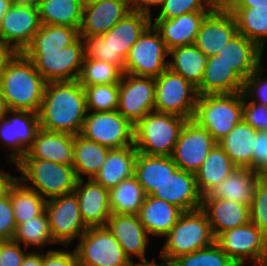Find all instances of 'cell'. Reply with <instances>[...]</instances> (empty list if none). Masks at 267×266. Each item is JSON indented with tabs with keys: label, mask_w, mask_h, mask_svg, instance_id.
<instances>
[{
	"label": "cell",
	"mask_w": 267,
	"mask_h": 266,
	"mask_svg": "<svg viewBox=\"0 0 267 266\" xmlns=\"http://www.w3.org/2000/svg\"><path fill=\"white\" fill-rule=\"evenodd\" d=\"M38 114L42 129L80 134L87 114L83 86L78 80L47 82Z\"/></svg>",
	"instance_id": "6da1fadb"
},
{
	"label": "cell",
	"mask_w": 267,
	"mask_h": 266,
	"mask_svg": "<svg viewBox=\"0 0 267 266\" xmlns=\"http://www.w3.org/2000/svg\"><path fill=\"white\" fill-rule=\"evenodd\" d=\"M151 18L148 14L132 10L105 34L81 37L85 57L114 64L124 72L125 59L132 46L151 25Z\"/></svg>",
	"instance_id": "7a4b0ae2"
},
{
	"label": "cell",
	"mask_w": 267,
	"mask_h": 266,
	"mask_svg": "<svg viewBox=\"0 0 267 266\" xmlns=\"http://www.w3.org/2000/svg\"><path fill=\"white\" fill-rule=\"evenodd\" d=\"M46 84L33 62L18 52L1 75L0 91L9 110L39 113Z\"/></svg>",
	"instance_id": "3957f363"
},
{
	"label": "cell",
	"mask_w": 267,
	"mask_h": 266,
	"mask_svg": "<svg viewBox=\"0 0 267 266\" xmlns=\"http://www.w3.org/2000/svg\"><path fill=\"white\" fill-rule=\"evenodd\" d=\"M15 166L21 174L17 179L45 200L74 192L78 180L72 165L41 159H20Z\"/></svg>",
	"instance_id": "277c9868"
},
{
	"label": "cell",
	"mask_w": 267,
	"mask_h": 266,
	"mask_svg": "<svg viewBox=\"0 0 267 266\" xmlns=\"http://www.w3.org/2000/svg\"><path fill=\"white\" fill-rule=\"evenodd\" d=\"M159 258L173 261L184 254L206 248L215 243V236L204 211L199 208L184 211L171 231L163 238Z\"/></svg>",
	"instance_id": "5b68a950"
},
{
	"label": "cell",
	"mask_w": 267,
	"mask_h": 266,
	"mask_svg": "<svg viewBox=\"0 0 267 266\" xmlns=\"http://www.w3.org/2000/svg\"><path fill=\"white\" fill-rule=\"evenodd\" d=\"M192 120L218 143L243 120V92L198 95Z\"/></svg>",
	"instance_id": "8992f818"
},
{
	"label": "cell",
	"mask_w": 267,
	"mask_h": 266,
	"mask_svg": "<svg viewBox=\"0 0 267 266\" xmlns=\"http://www.w3.org/2000/svg\"><path fill=\"white\" fill-rule=\"evenodd\" d=\"M188 119L173 114L150 112L134 125V145L149 156H171Z\"/></svg>",
	"instance_id": "52a82bcc"
},
{
	"label": "cell",
	"mask_w": 267,
	"mask_h": 266,
	"mask_svg": "<svg viewBox=\"0 0 267 266\" xmlns=\"http://www.w3.org/2000/svg\"><path fill=\"white\" fill-rule=\"evenodd\" d=\"M198 93L196 86L168 68L155 78L154 111L193 119Z\"/></svg>",
	"instance_id": "ba28073f"
},
{
	"label": "cell",
	"mask_w": 267,
	"mask_h": 266,
	"mask_svg": "<svg viewBox=\"0 0 267 266\" xmlns=\"http://www.w3.org/2000/svg\"><path fill=\"white\" fill-rule=\"evenodd\" d=\"M75 247L78 266H131L114 235L104 227H89Z\"/></svg>",
	"instance_id": "9c48e42d"
},
{
	"label": "cell",
	"mask_w": 267,
	"mask_h": 266,
	"mask_svg": "<svg viewBox=\"0 0 267 266\" xmlns=\"http://www.w3.org/2000/svg\"><path fill=\"white\" fill-rule=\"evenodd\" d=\"M215 243L239 266H267V236L251 221L219 234Z\"/></svg>",
	"instance_id": "30bf717a"
},
{
	"label": "cell",
	"mask_w": 267,
	"mask_h": 266,
	"mask_svg": "<svg viewBox=\"0 0 267 266\" xmlns=\"http://www.w3.org/2000/svg\"><path fill=\"white\" fill-rule=\"evenodd\" d=\"M34 64L46 82L78 80L85 57L84 42L79 37L58 52H22Z\"/></svg>",
	"instance_id": "8fae6325"
},
{
	"label": "cell",
	"mask_w": 267,
	"mask_h": 266,
	"mask_svg": "<svg viewBox=\"0 0 267 266\" xmlns=\"http://www.w3.org/2000/svg\"><path fill=\"white\" fill-rule=\"evenodd\" d=\"M80 135L110 149L134 145V126L118 111H87Z\"/></svg>",
	"instance_id": "7c38bea8"
},
{
	"label": "cell",
	"mask_w": 267,
	"mask_h": 266,
	"mask_svg": "<svg viewBox=\"0 0 267 266\" xmlns=\"http://www.w3.org/2000/svg\"><path fill=\"white\" fill-rule=\"evenodd\" d=\"M40 128L39 114L28 110H8L0 118V144L7 148L8 162L16 164L32 146Z\"/></svg>",
	"instance_id": "4fadbf2b"
},
{
	"label": "cell",
	"mask_w": 267,
	"mask_h": 266,
	"mask_svg": "<svg viewBox=\"0 0 267 266\" xmlns=\"http://www.w3.org/2000/svg\"><path fill=\"white\" fill-rule=\"evenodd\" d=\"M167 57L168 49L164 41L154 26L150 25L129 51L124 73L156 78L167 69Z\"/></svg>",
	"instance_id": "5bb4252c"
},
{
	"label": "cell",
	"mask_w": 267,
	"mask_h": 266,
	"mask_svg": "<svg viewBox=\"0 0 267 266\" xmlns=\"http://www.w3.org/2000/svg\"><path fill=\"white\" fill-rule=\"evenodd\" d=\"M45 211L56 244L69 247L72 241L79 239L87 230L75 192L46 200Z\"/></svg>",
	"instance_id": "9a60e30c"
},
{
	"label": "cell",
	"mask_w": 267,
	"mask_h": 266,
	"mask_svg": "<svg viewBox=\"0 0 267 266\" xmlns=\"http://www.w3.org/2000/svg\"><path fill=\"white\" fill-rule=\"evenodd\" d=\"M117 111L133 126L154 111L155 78L124 73L119 82Z\"/></svg>",
	"instance_id": "2e32d148"
},
{
	"label": "cell",
	"mask_w": 267,
	"mask_h": 266,
	"mask_svg": "<svg viewBox=\"0 0 267 266\" xmlns=\"http://www.w3.org/2000/svg\"><path fill=\"white\" fill-rule=\"evenodd\" d=\"M217 144L212 135L194 120H187L171 155L176 166L195 174Z\"/></svg>",
	"instance_id": "e0dca14e"
},
{
	"label": "cell",
	"mask_w": 267,
	"mask_h": 266,
	"mask_svg": "<svg viewBox=\"0 0 267 266\" xmlns=\"http://www.w3.org/2000/svg\"><path fill=\"white\" fill-rule=\"evenodd\" d=\"M40 26L38 7L12 4L0 22V41L23 52Z\"/></svg>",
	"instance_id": "ac0fdd59"
},
{
	"label": "cell",
	"mask_w": 267,
	"mask_h": 266,
	"mask_svg": "<svg viewBox=\"0 0 267 266\" xmlns=\"http://www.w3.org/2000/svg\"><path fill=\"white\" fill-rule=\"evenodd\" d=\"M237 33L233 14L226 7H215L203 20L194 44L207 57L217 55Z\"/></svg>",
	"instance_id": "d6986e66"
},
{
	"label": "cell",
	"mask_w": 267,
	"mask_h": 266,
	"mask_svg": "<svg viewBox=\"0 0 267 266\" xmlns=\"http://www.w3.org/2000/svg\"><path fill=\"white\" fill-rule=\"evenodd\" d=\"M106 227L132 262L136 258L139 261L147 260L146 250L150 246V235L138 215L112 213L107 220Z\"/></svg>",
	"instance_id": "ffe728a7"
},
{
	"label": "cell",
	"mask_w": 267,
	"mask_h": 266,
	"mask_svg": "<svg viewBox=\"0 0 267 266\" xmlns=\"http://www.w3.org/2000/svg\"><path fill=\"white\" fill-rule=\"evenodd\" d=\"M131 11L128 0H106L83 5L79 36L94 37L105 34Z\"/></svg>",
	"instance_id": "44dd1931"
},
{
	"label": "cell",
	"mask_w": 267,
	"mask_h": 266,
	"mask_svg": "<svg viewBox=\"0 0 267 266\" xmlns=\"http://www.w3.org/2000/svg\"><path fill=\"white\" fill-rule=\"evenodd\" d=\"M74 192L78 197L84 225L87 228L106 226L107 220L112 214L109 206L108 189L93 179H78Z\"/></svg>",
	"instance_id": "7402d4cb"
},
{
	"label": "cell",
	"mask_w": 267,
	"mask_h": 266,
	"mask_svg": "<svg viewBox=\"0 0 267 266\" xmlns=\"http://www.w3.org/2000/svg\"><path fill=\"white\" fill-rule=\"evenodd\" d=\"M151 196L174 204L183 212L199 209L202 203L195 174L179 168Z\"/></svg>",
	"instance_id": "603a6c76"
},
{
	"label": "cell",
	"mask_w": 267,
	"mask_h": 266,
	"mask_svg": "<svg viewBox=\"0 0 267 266\" xmlns=\"http://www.w3.org/2000/svg\"><path fill=\"white\" fill-rule=\"evenodd\" d=\"M73 143V134L39 128L32 146L21 159H41L72 165Z\"/></svg>",
	"instance_id": "cb8c5ba5"
},
{
	"label": "cell",
	"mask_w": 267,
	"mask_h": 266,
	"mask_svg": "<svg viewBox=\"0 0 267 266\" xmlns=\"http://www.w3.org/2000/svg\"><path fill=\"white\" fill-rule=\"evenodd\" d=\"M211 11H196L168 20H153L151 25L159 32L168 50L194 44L200 26Z\"/></svg>",
	"instance_id": "d4e9b609"
},
{
	"label": "cell",
	"mask_w": 267,
	"mask_h": 266,
	"mask_svg": "<svg viewBox=\"0 0 267 266\" xmlns=\"http://www.w3.org/2000/svg\"><path fill=\"white\" fill-rule=\"evenodd\" d=\"M201 209L207 216L215 238L226 230L250 222V207L232 200L202 198Z\"/></svg>",
	"instance_id": "484cf974"
},
{
	"label": "cell",
	"mask_w": 267,
	"mask_h": 266,
	"mask_svg": "<svg viewBox=\"0 0 267 266\" xmlns=\"http://www.w3.org/2000/svg\"><path fill=\"white\" fill-rule=\"evenodd\" d=\"M263 53L254 42L237 33L217 55L246 81L262 64Z\"/></svg>",
	"instance_id": "4316f807"
},
{
	"label": "cell",
	"mask_w": 267,
	"mask_h": 266,
	"mask_svg": "<svg viewBox=\"0 0 267 266\" xmlns=\"http://www.w3.org/2000/svg\"><path fill=\"white\" fill-rule=\"evenodd\" d=\"M244 80L218 55L207 57L201 83L196 87L198 95L233 94L243 92Z\"/></svg>",
	"instance_id": "83f0119b"
},
{
	"label": "cell",
	"mask_w": 267,
	"mask_h": 266,
	"mask_svg": "<svg viewBox=\"0 0 267 266\" xmlns=\"http://www.w3.org/2000/svg\"><path fill=\"white\" fill-rule=\"evenodd\" d=\"M258 180L257 171L236 167L228 177L202 198H224L250 207Z\"/></svg>",
	"instance_id": "f1b7e54d"
},
{
	"label": "cell",
	"mask_w": 267,
	"mask_h": 266,
	"mask_svg": "<svg viewBox=\"0 0 267 266\" xmlns=\"http://www.w3.org/2000/svg\"><path fill=\"white\" fill-rule=\"evenodd\" d=\"M182 212L174 204L146 195L138 216L150 237L152 235L163 239L176 224Z\"/></svg>",
	"instance_id": "f546056e"
},
{
	"label": "cell",
	"mask_w": 267,
	"mask_h": 266,
	"mask_svg": "<svg viewBox=\"0 0 267 266\" xmlns=\"http://www.w3.org/2000/svg\"><path fill=\"white\" fill-rule=\"evenodd\" d=\"M137 155L135 145L110 149L105 162L93 180L108 190L117 186L124 179L135 175Z\"/></svg>",
	"instance_id": "4dcf8cb0"
},
{
	"label": "cell",
	"mask_w": 267,
	"mask_h": 266,
	"mask_svg": "<svg viewBox=\"0 0 267 266\" xmlns=\"http://www.w3.org/2000/svg\"><path fill=\"white\" fill-rule=\"evenodd\" d=\"M177 168L171 156H149L138 152L135 177L145 194L152 195Z\"/></svg>",
	"instance_id": "1f68e13d"
},
{
	"label": "cell",
	"mask_w": 267,
	"mask_h": 266,
	"mask_svg": "<svg viewBox=\"0 0 267 266\" xmlns=\"http://www.w3.org/2000/svg\"><path fill=\"white\" fill-rule=\"evenodd\" d=\"M110 148L74 135L73 164L77 179H93L105 162Z\"/></svg>",
	"instance_id": "d6a6232c"
},
{
	"label": "cell",
	"mask_w": 267,
	"mask_h": 266,
	"mask_svg": "<svg viewBox=\"0 0 267 266\" xmlns=\"http://www.w3.org/2000/svg\"><path fill=\"white\" fill-rule=\"evenodd\" d=\"M167 68L198 86L203 78L207 56L195 44L183 45L168 50Z\"/></svg>",
	"instance_id": "836d02e7"
},
{
	"label": "cell",
	"mask_w": 267,
	"mask_h": 266,
	"mask_svg": "<svg viewBox=\"0 0 267 266\" xmlns=\"http://www.w3.org/2000/svg\"><path fill=\"white\" fill-rule=\"evenodd\" d=\"M256 132L252 126L242 120L218 142L236 167L252 169V150Z\"/></svg>",
	"instance_id": "e575fe53"
},
{
	"label": "cell",
	"mask_w": 267,
	"mask_h": 266,
	"mask_svg": "<svg viewBox=\"0 0 267 266\" xmlns=\"http://www.w3.org/2000/svg\"><path fill=\"white\" fill-rule=\"evenodd\" d=\"M236 168L228 154L218 145L210 150L207 158L195 173L199 193L207 195Z\"/></svg>",
	"instance_id": "d590c367"
},
{
	"label": "cell",
	"mask_w": 267,
	"mask_h": 266,
	"mask_svg": "<svg viewBox=\"0 0 267 266\" xmlns=\"http://www.w3.org/2000/svg\"><path fill=\"white\" fill-rule=\"evenodd\" d=\"M83 0H39L38 12L41 24L62 25L79 30Z\"/></svg>",
	"instance_id": "8d00e7d4"
},
{
	"label": "cell",
	"mask_w": 267,
	"mask_h": 266,
	"mask_svg": "<svg viewBox=\"0 0 267 266\" xmlns=\"http://www.w3.org/2000/svg\"><path fill=\"white\" fill-rule=\"evenodd\" d=\"M234 16L237 32L254 42L262 51L267 42V8L226 7Z\"/></svg>",
	"instance_id": "74e56055"
},
{
	"label": "cell",
	"mask_w": 267,
	"mask_h": 266,
	"mask_svg": "<svg viewBox=\"0 0 267 266\" xmlns=\"http://www.w3.org/2000/svg\"><path fill=\"white\" fill-rule=\"evenodd\" d=\"M108 196L111 213L138 215L146 194L134 175L109 189Z\"/></svg>",
	"instance_id": "f35d334b"
},
{
	"label": "cell",
	"mask_w": 267,
	"mask_h": 266,
	"mask_svg": "<svg viewBox=\"0 0 267 266\" xmlns=\"http://www.w3.org/2000/svg\"><path fill=\"white\" fill-rule=\"evenodd\" d=\"M79 30L70 26L41 24L23 52H58L79 38Z\"/></svg>",
	"instance_id": "ab89813d"
},
{
	"label": "cell",
	"mask_w": 267,
	"mask_h": 266,
	"mask_svg": "<svg viewBox=\"0 0 267 266\" xmlns=\"http://www.w3.org/2000/svg\"><path fill=\"white\" fill-rule=\"evenodd\" d=\"M8 193L16 226L25 220L39 216L45 210L46 200L36 191L25 187L18 179L10 187Z\"/></svg>",
	"instance_id": "60d3db41"
},
{
	"label": "cell",
	"mask_w": 267,
	"mask_h": 266,
	"mask_svg": "<svg viewBox=\"0 0 267 266\" xmlns=\"http://www.w3.org/2000/svg\"><path fill=\"white\" fill-rule=\"evenodd\" d=\"M13 240L24 244L25 248L37 247L44 251V247L56 245L50 231L49 218L44 210L39 216L25 220L16 226Z\"/></svg>",
	"instance_id": "b9f144b4"
},
{
	"label": "cell",
	"mask_w": 267,
	"mask_h": 266,
	"mask_svg": "<svg viewBox=\"0 0 267 266\" xmlns=\"http://www.w3.org/2000/svg\"><path fill=\"white\" fill-rule=\"evenodd\" d=\"M124 72L116 65L84 57L78 82L83 87L92 85L116 84Z\"/></svg>",
	"instance_id": "7bdbcfd3"
},
{
	"label": "cell",
	"mask_w": 267,
	"mask_h": 266,
	"mask_svg": "<svg viewBox=\"0 0 267 266\" xmlns=\"http://www.w3.org/2000/svg\"><path fill=\"white\" fill-rule=\"evenodd\" d=\"M174 266H239L216 243L175 258Z\"/></svg>",
	"instance_id": "ee69618b"
},
{
	"label": "cell",
	"mask_w": 267,
	"mask_h": 266,
	"mask_svg": "<svg viewBox=\"0 0 267 266\" xmlns=\"http://www.w3.org/2000/svg\"><path fill=\"white\" fill-rule=\"evenodd\" d=\"M87 111L109 112L117 111L119 98V83L85 86Z\"/></svg>",
	"instance_id": "f6af8a7d"
},
{
	"label": "cell",
	"mask_w": 267,
	"mask_h": 266,
	"mask_svg": "<svg viewBox=\"0 0 267 266\" xmlns=\"http://www.w3.org/2000/svg\"><path fill=\"white\" fill-rule=\"evenodd\" d=\"M212 0H164L154 20H168L196 11H212Z\"/></svg>",
	"instance_id": "bcb514c9"
},
{
	"label": "cell",
	"mask_w": 267,
	"mask_h": 266,
	"mask_svg": "<svg viewBox=\"0 0 267 266\" xmlns=\"http://www.w3.org/2000/svg\"><path fill=\"white\" fill-rule=\"evenodd\" d=\"M250 221L267 236V182L258 180L250 205Z\"/></svg>",
	"instance_id": "7dc6e473"
},
{
	"label": "cell",
	"mask_w": 267,
	"mask_h": 266,
	"mask_svg": "<svg viewBox=\"0 0 267 266\" xmlns=\"http://www.w3.org/2000/svg\"><path fill=\"white\" fill-rule=\"evenodd\" d=\"M261 64L244 82L243 93L254 102L267 106V76L263 77V69Z\"/></svg>",
	"instance_id": "c3c4849f"
},
{
	"label": "cell",
	"mask_w": 267,
	"mask_h": 266,
	"mask_svg": "<svg viewBox=\"0 0 267 266\" xmlns=\"http://www.w3.org/2000/svg\"><path fill=\"white\" fill-rule=\"evenodd\" d=\"M243 120L256 131H267V106L251 101L243 93Z\"/></svg>",
	"instance_id": "681fc988"
},
{
	"label": "cell",
	"mask_w": 267,
	"mask_h": 266,
	"mask_svg": "<svg viewBox=\"0 0 267 266\" xmlns=\"http://www.w3.org/2000/svg\"><path fill=\"white\" fill-rule=\"evenodd\" d=\"M16 231V222L9 193L0 199V241L12 240Z\"/></svg>",
	"instance_id": "f907efd6"
},
{
	"label": "cell",
	"mask_w": 267,
	"mask_h": 266,
	"mask_svg": "<svg viewBox=\"0 0 267 266\" xmlns=\"http://www.w3.org/2000/svg\"><path fill=\"white\" fill-rule=\"evenodd\" d=\"M24 248V250L22 249ZM12 240L0 241V266H21L25 256L30 252Z\"/></svg>",
	"instance_id": "816d5d0a"
},
{
	"label": "cell",
	"mask_w": 267,
	"mask_h": 266,
	"mask_svg": "<svg viewBox=\"0 0 267 266\" xmlns=\"http://www.w3.org/2000/svg\"><path fill=\"white\" fill-rule=\"evenodd\" d=\"M67 250H52L49 249L46 253L43 251V266H78L77 255L75 249Z\"/></svg>",
	"instance_id": "f5cc1de1"
},
{
	"label": "cell",
	"mask_w": 267,
	"mask_h": 266,
	"mask_svg": "<svg viewBox=\"0 0 267 266\" xmlns=\"http://www.w3.org/2000/svg\"><path fill=\"white\" fill-rule=\"evenodd\" d=\"M252 151V169L257 171L267 161V131L256 132Z\"/></svg>",
	"instance_id": "db71d44e"
},
{
	"label": "cell",
	"mask_w": 267,
	"mask_h": 266,
	"mask_svg": "<svg viewBox=\"0 0 267 266\" xmlns=\"http://www.w3.org/2000/svg\"><path fill=\"white\" fill-rule=\"evenodd\" d=\"M131 10L152 16V8H159L164 0H128ZM152 7V8H151Z\"/></svg>",
	"instance_id": "11a10c76"
},
{
	"label": "cell",
	"mask_w": 267,
	"mask_h": 266,
	"mask_svg": "<svg viewBox=\"0 0 267 266\" xmlns=\"http://www.w3.org/2000/svg\"><path fill=\"white\" fill-rule=\"evenodd\" d=\"M18 52L10 45L0 41V78L8 63Z\"/></svg>",
	"instance_id": "9f6ffc18"
},
{
	"label": "cell",
	"mask_w": 267,
	"mask_h": 266,
	"mask_svg": "<svg viewBox=\"0 0 267 266\" xmlns=\"http://www.w3.org/2000/svg\"><path fill=\"white\" fill-rule=\"evenodd\" d=\"M17 177L7 173L4 169H0V199L8 194L10 187L17 180Z\"/></svg>",
	"instance_id": "6f0895ef"
},
{
	"label": "cell",
	"mask_w": 267,
	"mask_h": 266,
	"mask_svg": "<svg viewBox=\"0 0 267 266\" xmlns=\"http://www.w3.org/2000/svg\"><path fill=\"white\" fill-rule=\"evenodd\" d=\"M225 7L267 8V0H231Z\"/></svg>",
	"instance_id": "680465c9"
},
{
	"label": "cell",
	"mask_w": 267,
	"mask_h": 266,
	"mask_svg": "<svg viewBox=\"0 0 267 266\" xmlns=\"http://www.w3.org/2000/svg\"><path fill=\"white\" fill-rule=\"evenodd\" d=\"M21 266H43V251H30L25 256Z\"/></svg>",
	"instance_id": "91938a15"
},
{
	"label": "cell",
	"mask_w": 267,
	"mask_h": 266,
	"mask_svg": "<svg viewBox=\"0 0 267 266\" xmlns=\"http://www.w3.org/2000/svg\"><path fill=\"white\" fill-rule=\"evenodd\" d=\"M161 259V263H157L155 261V258H153V260H141L136 263V262H132L131 266H174L173 265V262L167 260V259H164V258H160Z\"/></svg>",
	"instance_id": "94428289"
},
{
	"label": "cell",
	"mask_w": 267,
	"mask_h": 266,
	"mask_svg": "<svg viewBox=\"0 0 267 266\" xmlns=\"http://www.w3.org/2000/svg\"><path fill=\"white\" fill-rule=\"evenodd\" d=\"M11 5H12L11 0H0V22Z\"/></svg>",
	"instance_id": "6125c7cd"
},
{
	"label": "cell",
	"mask_w": 267,
	"mask_h": 266,
	"mask_svg": "<svg viewBox=\"0 0 267 266\" xmlns=\"http://www.w3.org/2000/svg\"><path fill=\"white\" fill-rule=\"evenodd\" d=\"M12 4L25 5V6H35L39 4V0H11Z\"/></svg>",
	"instance_id": "be15d7a7"
},
{
	"label": "cell",
	"mask_w": 267,
	"mask_h": 266,
	"mask_svg": "<svg viewBox=\"0 0 267 266\" xmlns=\"http://www.w3.org/2000/svg\"><path fill=\"white\" fill-rule=\"evenodd\" d=\"M259 180L267 182V161L257 170Z\"/></svg>",
	"instance_id": "e7e4bbea"
},
{
	"label": "cell",
	"mask_w": 267,
	"mask_h": 266,
	"mask_svg": "<svg viewBox=\"0 0 267 266\" xmlns=\"http://www.w3.org/2000/svg\"><path fill=\"white\" fill-rule=\"evenodd\" d=\"M8 110L9 109L6 105L4 96H3L2 92L0 91V118L5 117Z\"/></svg>",
	"instance_id": "03108f58"
},
{
	"label": "cell",
	"mask_w": 267,
	"mask_h": 266,
	"mask_svg": "<svg viewBox=\"0 0 267 266\" xmlns=\"http://www.w3.org/2000/svg\"><path fill=\"white\" fill-rule=\"evenodd\" d=\"M231 0H212L216 7H225Z\"/></svg>",
	"instance_id": "003e7915"
},
{
	"label": "cell",
	"mask_w": 267,
	"mask_h": 266,
	"mask_svg": "<svg viewBox=\"0 0 267 266\" xmlns=\"http://www.w3.org/2000/svg\"><path fill=\"white\" fill-rule=\"evenodd\" d=\"M106 0H83V4L84 5H88V4H97L100 2H104Z\"/></svg>",
	"instance_id": "a7ac6f4b"
}]
</instances>
